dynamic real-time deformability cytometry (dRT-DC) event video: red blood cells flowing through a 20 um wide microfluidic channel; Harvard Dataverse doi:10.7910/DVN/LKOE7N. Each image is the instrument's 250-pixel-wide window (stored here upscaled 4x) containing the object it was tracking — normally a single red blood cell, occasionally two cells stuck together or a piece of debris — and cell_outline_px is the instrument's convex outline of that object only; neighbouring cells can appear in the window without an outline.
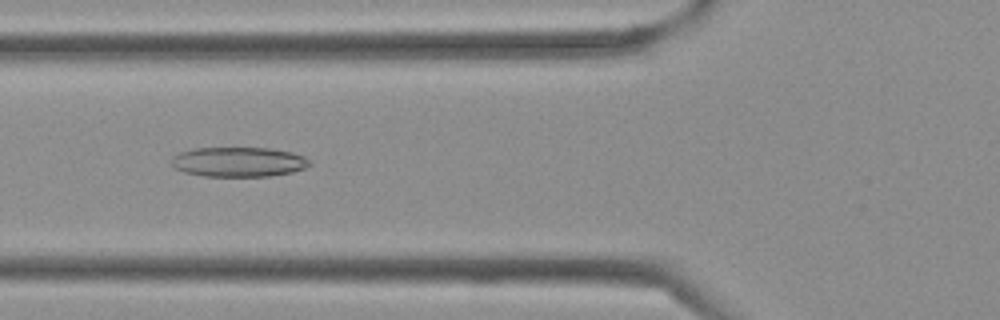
{"species": "Egyptian fruit bat (a non-hibernating species)", "species_latin": "Rousettus aegyptiacus", "temperature_condition": "cold", "stored_images_in_passage": 28, "camera_frame_rate_fps": 3000, "um_per_image_px": 0.085, "frame": {"image": 1, "passage_image": 3, "time_ms": 0.667, "image_size_px": [1000, 320], "cell_outline_px": [[312, 164], [304, 168], [292, 172], [268, 176], [204, 176], [184, 172], [176, 168], [172, 164], [172, 156], [180, 152], [192, 148], [272, 148], [292, 152], [304, 156]], "centroid_in_image_um": [20.28, 13.75], "position_along_channel_um": 105.5, "area_um2": 23.93}}
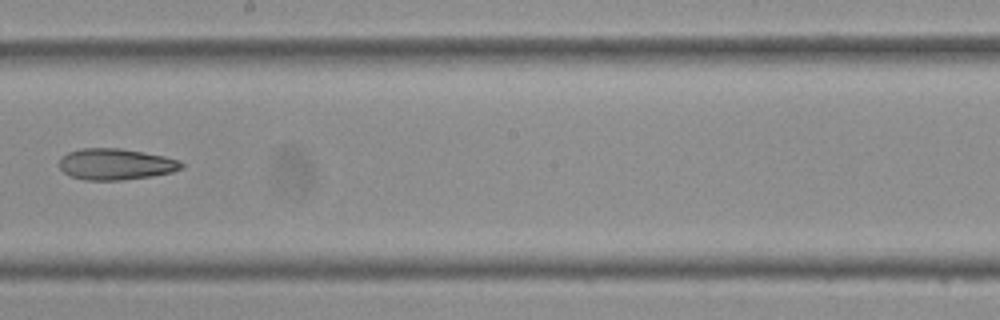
{"frame": {"image": 2, "passage_image": 11, "time_ms": 3.333, "image_size_px": [1000, 320], "cell_outline_px": [[184, 168], [172, 172], [152, 176], [120, 180], [84, 180], [72, 176], [64, 172], [60, 168], [60, 156], [68, 152], [80, 148], [120, 148], [144, 152], [164, 156], [180, 160], [184, 164]], "centroid_in_image_um": [9.85, 13.95], "position_along_channel_um": 238.3, "area_um2": 22.37}}
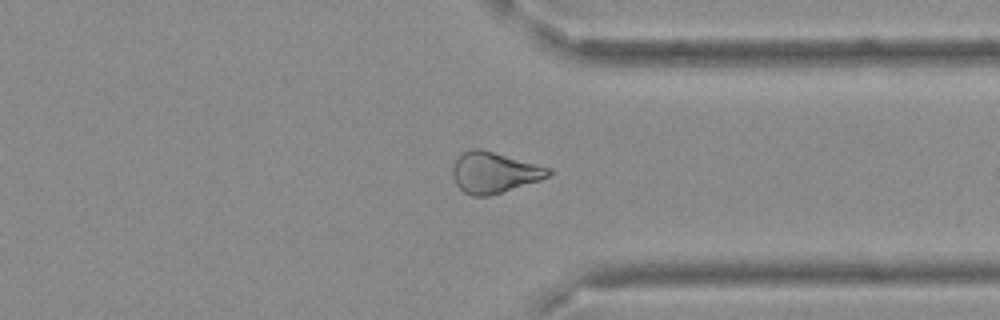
{"frame": {"image": 3, "passage_image": 19, "time_ms": 6.0, "image_size_px": [1000, 320], "cell_outline_px": [[556, 172], [540, 180], [488, 196], [472, 196], [464, 192], [456, 184], [452, 176], [452, 164], [464, 152], [472, 148], [480, 148], [552, 168]], "centroid_in_image_um": [42.01, 14.66], "position_along_channel_um": 369.4, "area_um2": 22.89}}